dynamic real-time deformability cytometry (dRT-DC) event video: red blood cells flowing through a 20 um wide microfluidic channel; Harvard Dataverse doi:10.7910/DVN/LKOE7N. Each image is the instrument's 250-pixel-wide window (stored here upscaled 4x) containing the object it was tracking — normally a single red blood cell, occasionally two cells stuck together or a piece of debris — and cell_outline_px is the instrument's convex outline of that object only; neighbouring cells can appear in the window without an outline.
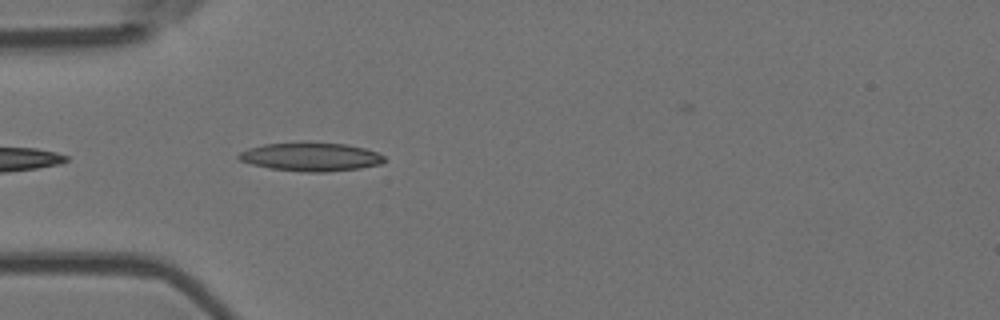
{"species": "Egyptian fruit bat (a non-hibernating species)", "species_latin": "Rousettus aegyptiacus", "temperature_condition": "room temperature", "stored_images_in_passage": 4, "camera_frame_rate_fps": 3000, "um_per_image_px": 0.085, "animal": {"sex": "female"}, "frame": {"image": 1, "passage_image": 4, "time_ms": 1.0, "image_size_px": [1000, 320], "cell_outline_px": [[384, 160], [380, 164], [360, 168], [324, 172], [304, 172], [272, 168], [252, 164], [240, 160], [236, 156], [240, 152], [248, 148], [264, 144], [304, 140], [308, 140], [344, 144], [364, 148], [376, 152], [384, 156]], "centroid_in_image_um": [26.39, 13.29], "position_along_channel_um": 58.6, "area_um2": 24.62}}